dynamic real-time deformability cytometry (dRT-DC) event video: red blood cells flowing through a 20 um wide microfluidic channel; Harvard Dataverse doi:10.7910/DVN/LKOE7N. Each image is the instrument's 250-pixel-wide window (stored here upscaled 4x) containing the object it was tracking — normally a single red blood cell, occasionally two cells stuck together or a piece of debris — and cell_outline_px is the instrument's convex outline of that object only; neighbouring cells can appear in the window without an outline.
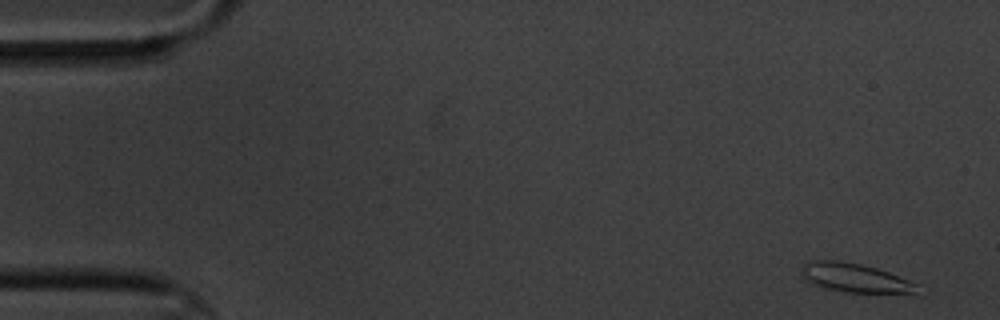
{"species": "common noctule bat (a hibernating species)", "species_latin": "Nyctalus noctula", "temperature_condition": "cold", "stored_images_in_passage": 6, "camera_frame_rate_fps": 3000, "um_per_image_px": 0.085, "animal": {"sex": "male", "body_mass_g": 20.1, "forearm_length_mm": 53.5}, "frame": {"image": 1, "passage_image": 1, "time_ms": 0.0, "image_size_px": [1000, 320], "cell_outline_px": [[916, 292], [844, 292], [824, 288], [812, 284], [804, 280], [800, 268], [804, 264], [812, 260], [836, 260], [860, 264], [876, 268], [888, 272], [908, 280], [916, 284]], "centroid_in_image_um": [72.54, 23.6], "position_along_channel_um": 12.5, "area_um2": 19.13}}
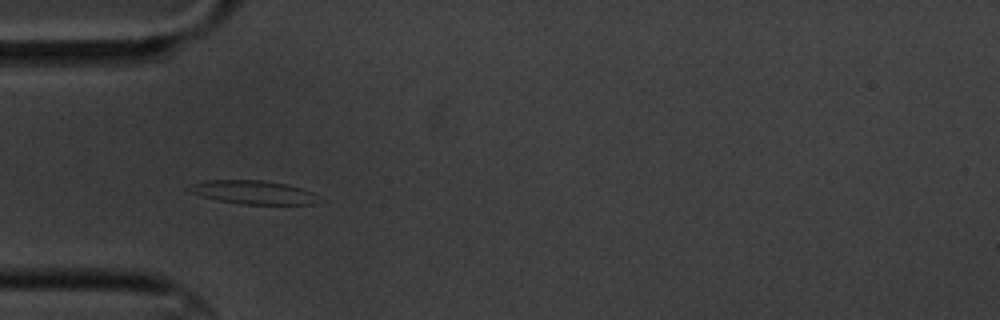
{"frame": {"image": 2, "passage_image": 5, "time_ms": 5.0, "image_size_px": [1000, 320], "cell_outline_px": [[324, 200], [312, 204], [240, 204], [216, 200], [200, 196], [184, 188], [192, 184], [204, 180], [264, 180], [284, 184], [300, 188], [312, 192]], "centroid_in_image_um": [21.51, 16.35], "position_along_channel_um": 63.5, "area_um2": 17.92}}
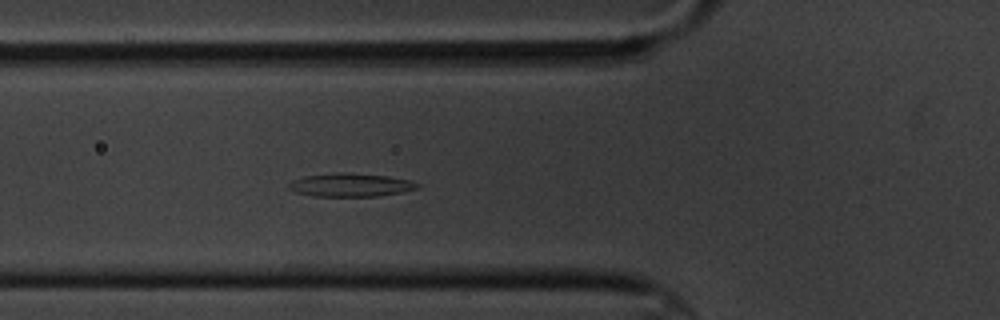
{"frame": {"image": 3, "passage_image": 6, "time_ms": 6.0, "image_size_px": [1000, 320], "cell_outline_px": [[420, 188], [404, 192], [376, 196], [312, 196], [296, 192], [288, 188], [288, 184], [292, 180], [304, 176], [336, 172], [352, 172], [388, 176], [408, 180], [420, 184]], "centroid_in_image_um": [29.8, 15.71], "position_along_channel_um": 96.0, "area_um2": 17.69}}